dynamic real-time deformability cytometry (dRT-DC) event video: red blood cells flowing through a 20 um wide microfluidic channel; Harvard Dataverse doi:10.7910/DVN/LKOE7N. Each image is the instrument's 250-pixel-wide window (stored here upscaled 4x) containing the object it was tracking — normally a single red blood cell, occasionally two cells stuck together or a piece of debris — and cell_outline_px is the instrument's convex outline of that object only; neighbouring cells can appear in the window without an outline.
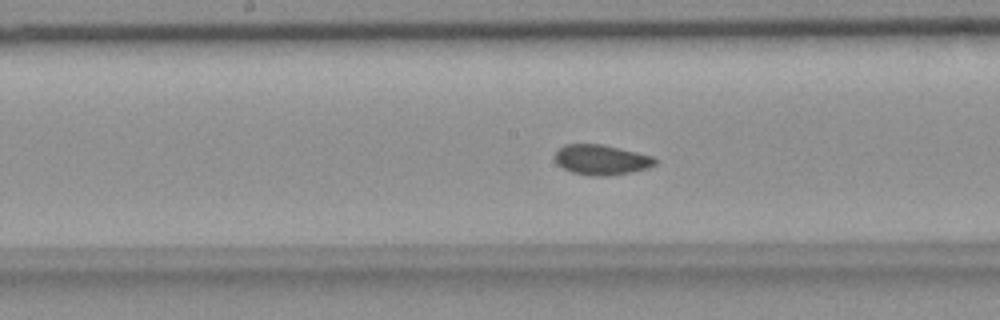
{"species": "common noctule bat (a hibernating species)", "species_latin": "Nyctalus noctula", "temperature_condition": "room temperature", "stored_images_in_passage": 55, "segment_of_instrument_passage": [1, 2], "camera_frame_rate_fps": 3000, "um_per_image_px": 0.085, "animal": {"sex": "female", "body_mass_g": 18.4}, "frame": {"image": 1, "passage_image": 27, "time_ms": 8.667, "image_size_px": [1000, 320], "cell_outline_px": [[660, 160], [656, 164], [648, 168], [608, 176], [592, 176], [572, 172], [556, 164], [556, 152], [564, 144], [600, 144], [636, 152], [652, 156]], "centroid_in_image_um": [51.13, 13.58], "position_along_channel_um": 197.1, "area_um2": 17.46}}
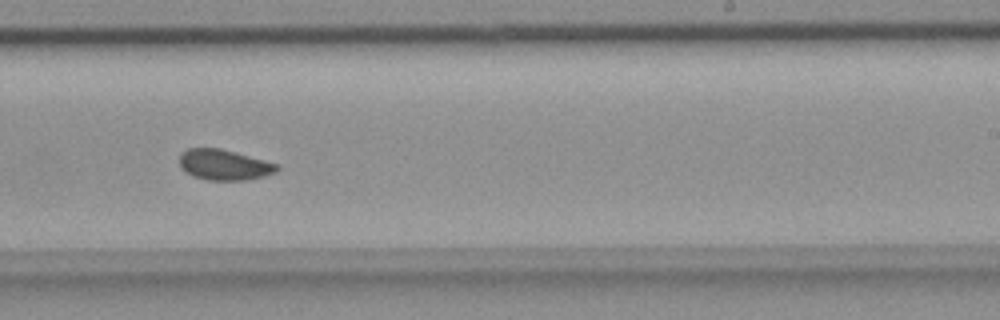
{"frame": {"image": 2, "passage_image": 33, "time_ms": 10.667, "image_size_px": [1000, 320], "cell_outline_px": [[280, 168], [276, 172], [264, 176], [244, 180], [208, 180], [192, 176], [180, 168], [180, 156], [188, 148], [220, 148], [236, 152], [280, 164]], "centroid_in_image_um": [19.08, 14.01], "position_along_channel_um": 269.9, "area_um2": 17.46}}
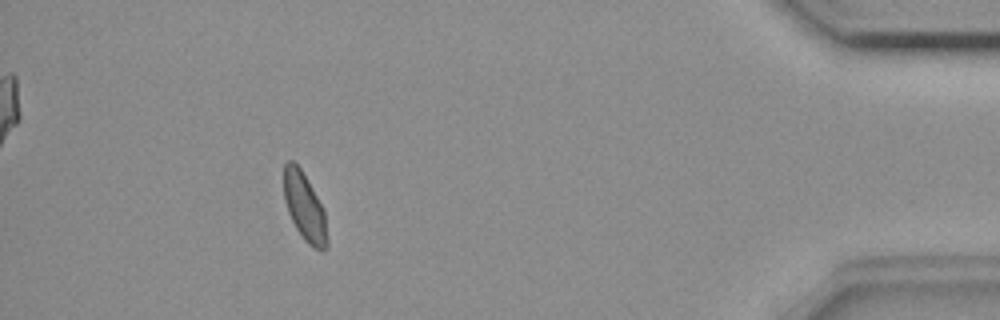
{"frame": {"image": 3, "passage_image": 49, "time_ms": 16.0, "image_size_px": [1000, 320], "cell_outline_px": [[328, 248], [320, 252], [312, 248], [304, 240], [296, 228], [288, 212], [284, 200], [284, 164], [288, 160], [292, 160], [300, 168], [324, 208], [328, 240]], "centroid_in_image_um": [25.91, 17.65], "position_along_channel_um": 409.3, "area_um2": 17.34}}